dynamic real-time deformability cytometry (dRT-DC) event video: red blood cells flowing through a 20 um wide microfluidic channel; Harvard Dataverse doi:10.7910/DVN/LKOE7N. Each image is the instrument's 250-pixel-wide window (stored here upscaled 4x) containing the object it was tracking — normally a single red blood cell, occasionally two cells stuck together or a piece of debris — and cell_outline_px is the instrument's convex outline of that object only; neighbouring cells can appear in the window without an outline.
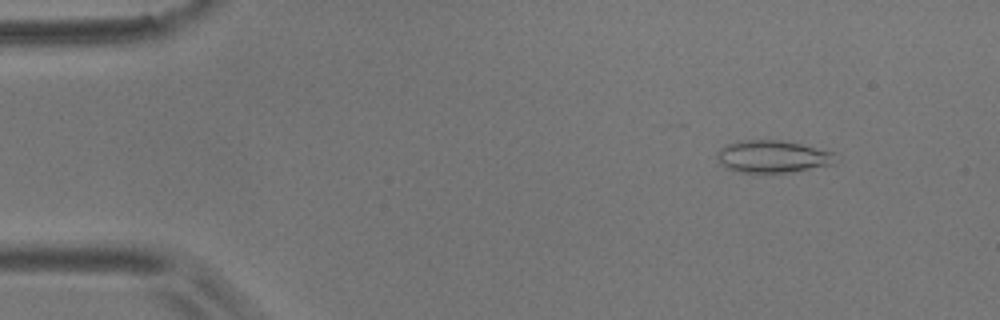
{"species": "common noctule bat (a hibernating species)", "species_latin": "Nyctalus noctula", "temperature_condition": "room temperature", "stored_images_in_passage": 56, "camera_frame_rate_fps": 3000, "um_per_image_px": 0.085, "animal": {"sex": "male", "body_mass_g": 17.9}, "frame": {"image": 1, "passage_image": 6, "time_ms": 1.667, "image_size_px": [1000, 320], "cell_outline_px": [[840, 160], [832, 164], [788, 172], [740, 172], [728, 168], [720, 164], [716, 156], [716, 152], [720, 148], [736, 140], [780, 140], [800, 144], [832, 152]], "centroid_in_image_um": [65.64, 13.29], "position_along_channel_um": 19.4, "area_um2": 22.14}}
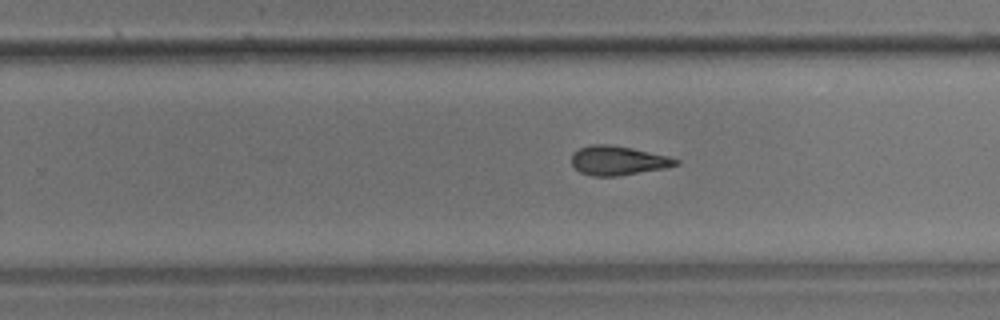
{"frame": {"image": 2, "passage_image": 35, "time_ms": 11.333, "image_size_px": [1000, 320], "cell_outline_px": [[680, 164], [664, 168], [616, 176], [592, 176], [580, 172], [572, 164], [572, 152], [580, 148], [592, 144], [608, 144], [632, 148], [668, 156], [680, 160]], "centroid_in_image_um": [52.52, 13.64], "position_along_channel_um": 277.3, "area_um2": 17.63}}
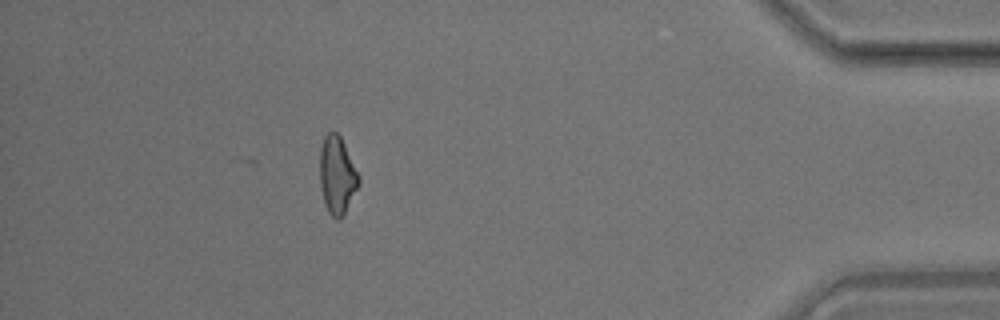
{"frame": {"image": 3, "passage_image": 50, "time_ms": 16.333, "image_size_px": [1000, 320], "cell_outline_px": [[360, 184], [344, 216], [340, 220], [336, 220], [328, 212], [324, 204], [320, 184], [320, 148], [324, 136], [328, 132], [336, 132], [340, 136], [360, 176]], "centroid_in_image_um": [28.66, 14.94], "position_along_channel_um": 406.5, "area_um2": 17.86}, "authors_computed_cell_mechanics": {"area_um2": 18.207, "velocity_mm_per_s": 3.5673, "shape_relaxation_time_tau1_ms": null, "shape_relaxation_time_tau2_ms": 4.4459, "deformation_change_tau1": null, "deformation_change_tau2": 0.1301}}